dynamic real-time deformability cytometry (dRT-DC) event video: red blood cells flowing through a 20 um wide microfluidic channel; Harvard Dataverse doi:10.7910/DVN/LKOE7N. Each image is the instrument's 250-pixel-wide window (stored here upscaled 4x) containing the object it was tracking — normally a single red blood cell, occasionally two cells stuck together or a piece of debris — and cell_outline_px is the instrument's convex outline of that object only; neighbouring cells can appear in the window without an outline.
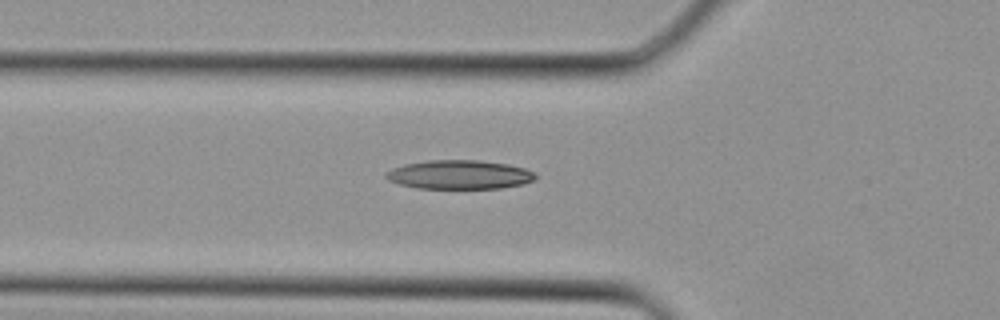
{"species": "Egyptian fruit bat (a non-hibernating species)", "species_latin": "Rousettus aegyptiacus", "temperature_condition": "cold", "stored_images_in_passage": 30, "camera_frame_rate_fps": 3000, "um_per_image_px": 0.085, "animal": {"sex": "female"}, "frame": {"image": 1, "passage_image": 8, "time_ms": 2.333, "image_size_px": [1000, 320], "cell_outline_px": [[536, 176], [532, 180], [524, 184], [500, 188], [416, 188], [400, 184], [388, 180], [384, 176], [384, 172], [392, 168], [404, 164], [428, 160], [480, 160], [508, 164], [524, 168], [536, 172]], "centroid_in_image_um": [39.03, 14.84], "position_along_channel_um": 86.8, "area_um2": 25.32}}
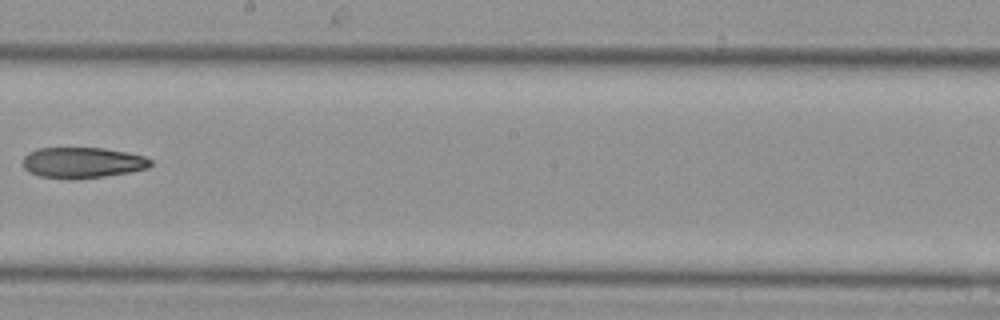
{"frame": {"image": 2, "passage_image": 16, "time_ms": 5.0, "image_size_px": [1000, 320], "cell_outline_px": [[152, 164], [148, 168], [128, 172], [104, 176], [72, 180], [68, 180], [40, 176], [28, 172], [24, 168], [24, 156], [28, 152], [36, 148], [104, 148], [128, 152], [144, 156], [152, 160]], "centroid_in_image_um": [7.0, 13.83], "position_along_channel_um": 241.2, "area_um2": 23.12}}
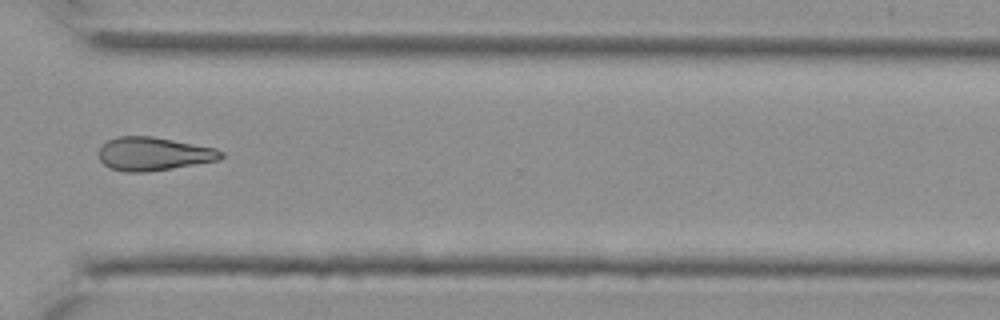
{"frame": {"image": 3, "passage_image": 22, "time_ms": 7.0, "image_size_px": [1000, 320], "cell_outline_px": [[224, 156], [220, 160], [148, 172], [128, 172], [108, 168], [100, 160], [100, 144], [116, 136], [152, 136], [216, 148], [224, 152]], "centroid_in_image_um": [13.06, 13.07], "position_along_channel_um": 357.5, "area_um2": 23.93}}